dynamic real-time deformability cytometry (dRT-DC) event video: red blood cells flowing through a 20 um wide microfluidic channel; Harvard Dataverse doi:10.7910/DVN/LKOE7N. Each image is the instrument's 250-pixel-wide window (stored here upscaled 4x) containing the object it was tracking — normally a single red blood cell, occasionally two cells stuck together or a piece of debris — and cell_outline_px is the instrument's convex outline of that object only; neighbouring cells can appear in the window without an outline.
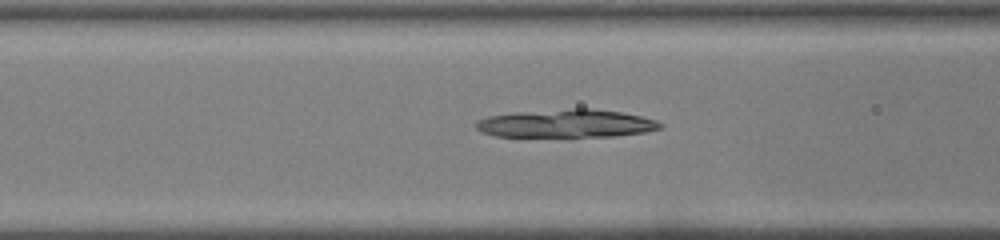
{"species": "common noctule bat (a hibernating species)", "species_latin": "Nyctalus noctula", "temperature_condition": "warm", "stored_images_in_passage": 44, "camera_frame_rate_fps": 3000, "um_per_image_px": 0.085, "animal": {"sex": "male", "body_mass_g": 19.0, "forearm_length_mm": 50.8}, "frame": {"image": 1, "passage_image": 18, "time_ms": 5.667, "image_size_px": [1000, 240], "cell_outline_px": [[664, 124], [660, 128], [644, 132], [612, 136], [496, 136], [480, 132], [476, 128], [476, 120], [488, 116], [512, 112], [576, 108], [592, 108], [620, 112], [640, 116], [656, 120]], "centroid_in_image_um": [48.09, 10.48], "position_along_channel_um": 118.5, "area_um2": 30.11}}
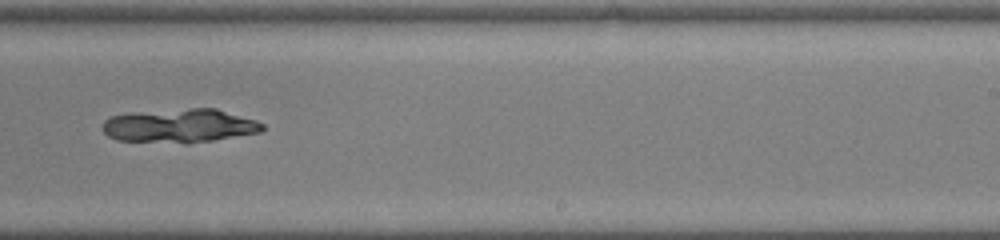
{"frame": {"image": 2, "passage_image": 28, "time_ms": 9.0, "image_size_px": [1000, 240], "cell_outline_px": [[264, 128], [260, 132], [188, 144], [184, 144], [116, 140], [108, 136], [104, 132], [104, 120], [112, 116], [132, 112], [192, 108], [216, 108], [256, 120], [264, 124]], "centroid_in_image_um": [15.27, 10.7], "position_along_channel_um": 273.7, "area_um2": 31.62}}
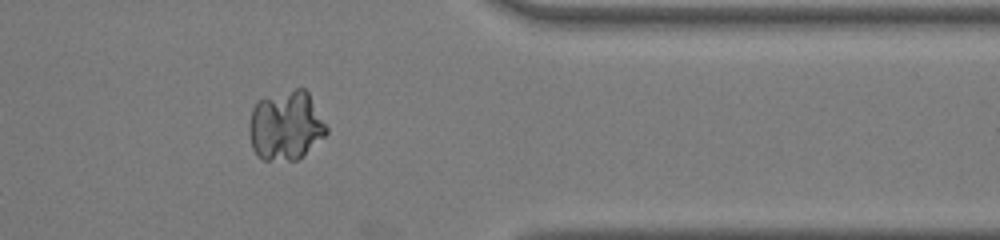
{"frame": {"image": 3, "passage_image": 36, "time_ms": 11.667, "image_size_px": [1000, 240], "cell_outline_px": [[328, 132], [324, 136], [296, 160], [264, 160], [256, 156], [252, 148], [248, 132], [248, 124], [252, 108], [260, 100], [296, 88], [304, 88], [308, 92], [328, 128]], "centroid_in_image_um": [24.26, 10.69], "position_along_channel_um": 387.1, "area_um2": 30.98}}